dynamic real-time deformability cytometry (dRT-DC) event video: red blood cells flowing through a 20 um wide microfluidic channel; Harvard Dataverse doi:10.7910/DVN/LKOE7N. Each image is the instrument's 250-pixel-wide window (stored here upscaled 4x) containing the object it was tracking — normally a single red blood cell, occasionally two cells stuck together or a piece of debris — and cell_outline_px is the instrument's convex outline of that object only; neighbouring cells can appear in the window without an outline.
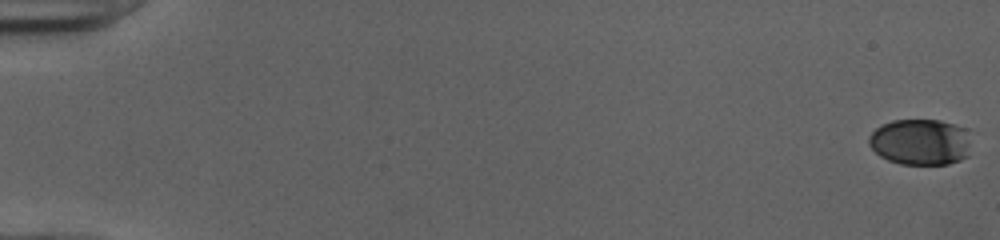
{"species": "human", "species_latin": "Homo sapiens", "temperature_condition": "cold", "stored_images_in_passage": 53, "camera_frame_rate_fps": 3000, "um_per_image_px": 0.085, "donor": {"sex": "female"}, "frame": {"image": 1, "passage_image": 1, "time_ms": 0.0, "image_size_px": [1000, 240], "cell_outline_px": [[968, 156], [960, 160], [948, 164], [900, 164], [888, 160], [880, 156], [868, 144], [868, 136], [876, 128], [892, 120], [940, 120], [956, 124], [968, 128]], "centroid_in_image_um": [78.23, 12.06], "position_along_channel_um": 6.8, "area_um2": 27.63}}
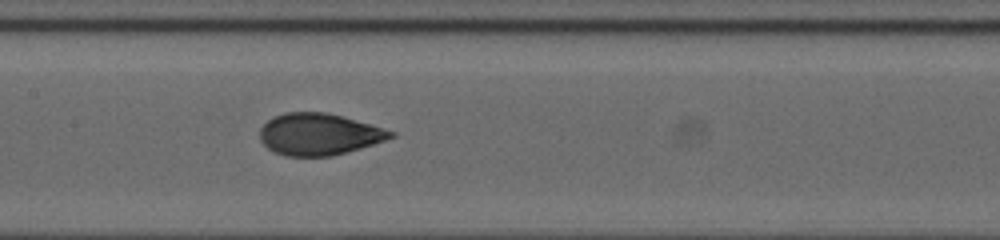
{"frame": {"image": 2, "passage_image": 28, "time_ms": 9.0, "image_size_px": [1000, 240], "cell_outline_px": [[396, 136], [360, 148], [332, 156], [288, 156], [272, 152], [260, 140], [260, 128], [272, 116], [284, 112], [324, 112], [340, 116], [396, 132]], "centroid_in_image_um": [27.06, 11.41], "position_along_channel_um": 180.3, "area_um2": 31.56}}
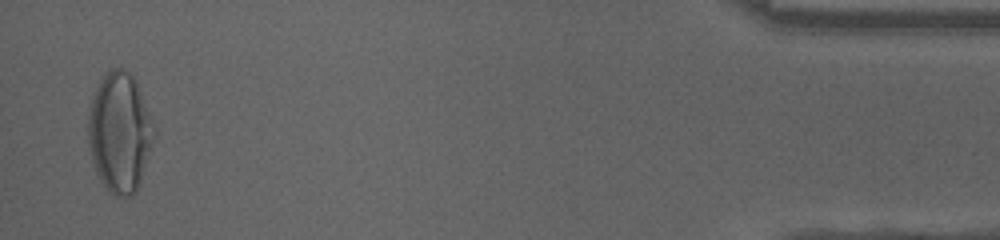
{"frame": {"image": 3, "passage_image": 52, "time_ms": 17.0, "image_size_px": [1000, 240], "cell_outline_px": [[156, 136], [140, 184], [136, 192], [132, 196], [120, 200], [108, 192], [96, 172], [92, 160], [88, 144], [88, 108], [92, 96], [104, 72], [112, 68], [124, 68], [136, 80], [156, 128]], "centroid_in_image_um": [10.19, 11.29], "position_along_channel_um": 425.0, "area_um2": 47.05}, "authors_computed_cell_mechanics": {"area_um2": 31.501, "velocity_mm_per_s": 4.0195, "shape_relaxation_time_tau1_ms": 9.854, "shape_relaxation_time_tau2_ms": 0.6879, "deformation_change_tau1": 0.2902, "deformation_change_tau2": 0.0567}}